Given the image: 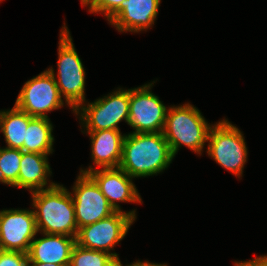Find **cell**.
Masks as SVG:
<instances>
[{
  "mask_svg": "<svg viewBox=\"0 0 267 266\" xmlns=\"http://www.w3.org/2000/svg\"><path fill=\"white\" fill-rule=\"evenodd\" d=\"M173 158L162 132L129 133L123 141L119 168L132 178L145 177L165 170Z\"/></svg>",
  "mask_w": 267,
  "mask_h": 266,
  "instance_id": "obj_1",
  "label": "cell"
},
{
  "mask_svg": "<svg viewBox=\"0 0 267 266\" xmlns=\"http://www.w3.org/2000/svg\"><path fill=\"white\" fill-rule=\"evenodd\" d=\"M32 198L38 232L77 237L73 199L65 187L51 182L47 188L32 192Z\"/></svg>",
  "mask_w": 267,
  "mask_h": 266,
  "instance_id": "obj_2",
  "label": "cell"
},
{
  "mask_svg": "<svg viewBox=\"0 0 267 266\" xmlns=\"http://www.w3.org/2000/svg\"><path fill=\"white\" fill-rule=\"evenodd\" d=\"M211 127L200 111L188 103L167 110L162 133L174 157L182 145L201 154Z\"/></svg>",
  "mask_w": 267,
  "mask_h": 266,
  "instance_id": "obj_3",
  "label": "cell"
},
{
  "mask_svg": "<svg viewBox=\"0 0 267 266\" xmlns=\"http://www.w3.org/2000/svg\"><path fill=\"white\" fill-rule=\"evenodd\" d=\"M58 48V87L60 96L75 112L85 102V70L68 28L62 27Z\"/></svg>",
  "mask_w": 267,
  "mask_h": 266,
  "instance_id": "obj_4",
  "label": "cell"
},
{
  "mask_svg": "<svg viewBox=\"0 0 267 266\" xmlns=\"http://www.w3.org/2000/svg\"><path fill=\"white\" fill-rule=\"evenodd\" d=\"M207 154L236 176H242L247 161V148L241 131L228 120L210 128Z\"/></svg>",
  "mask_w": 267,
  "mask_h": 266,
  "instance_id": "obj_5",
  "label": "cell"
},
{
  "mask_svg": "<svg viewBox=\"0 0 267 266\" xmlns=\"http://www.w3.org/2000/svg\"><path fill=\"white\" fill-rule=\"evenodd\" d=\"M136 219L135 211H116L111 216L78 230L76 244L91 249L112 254L120 263L118 254L110 253L115 244L119 243L127 234L131 224Z\"/></svg>",
  "mask_w": 267,
  "mask_h": 266,
  "instance_id": "obj_6",
  "label": "cell"
},
{
  "mask_svg": "<svg viewBox=\"0 0 267 266\" xmlns=\"http://www.w3.org/2000/svg\"><path fill=\"white\" fill-rule=\"evenodd\" d=\"M130 104V89H119L114 93L97 99L93 103L81 105L75 114L79 117L86 127V131L98 130H118V123L125 120L128 124ZM81 109V111H80ZM86 122V123H85Z\"/></svg>",
  "mask_w": 267,
  "mask_h": 266,
  "instance_id": "obj_7",
  "label": "cell"
},
{
  "mask_svg": "<svg viewBox=\"0 0 267 266\" xmlns=\"http://www.w3.org/2000/svg\"><path fill=\"white\" fill-rule=\"evenodd\" d=\"M15 105L31 117L48 118L46 112L61 108L64 103L56 85L53 68L28 80L21 89Z\"/></svg>",
  "mask_w": 267,
  "mask_h": 266,
  "instance_id": "obj_8",
  "label": "cell"
},
{
  "mask_svg": "<svg viewBox=\"0 0 267 266\" xmlns=\"http://www.w3.org/2000/svg\"><path fill=\"white\" fill-rule=\"evenodd\" d=\"M153 83L130 89L128 125L133 133L162 132L166 120L167 107L150 89Z\"/></svg>",
  "mask_w": 267,
  "mask_h": 266,
  "instance_id": "obj_9",
  "label": "cell"
},
{
  "mask_svg": "<svg viewBox=\"0 0 267 266\" xmlns=\"http://www.w3.org/2000/svg\"><path fill=\"white\" fill-rule=\"evenodd\" d=\"M73 193L72 199L78 230L116 212L88 174L80 173L73 186Z\"/></svg>",
  "mask_w": 267,
  "mask_h": 266,
  "instance_id": "obj_10",
  "label": "cell"
},
{
  "mask_svg": "<svg viewBox=\"0 0 267 266\" xmlns=\"http://www.w3.org/2000/svg\"><path fill=\"white\" fill-rule=\"evenodd\" d=\"M38 233L34 210L0 211V249L28 253Z\"/></svg>",
  "mask_w": 267,
  "mask_h": 266,
  "instance_id": "obj_11",
  "label": "cell"
},
{
  "mask_svg": "<svg viewBox=\"0 0 267 266\" xmlns=\"http://www.w3.org/2000/svg\"><path fill=\"white\" fill-rule=\"evenodd\" d=\"M80 172L88 174L96 182L115 211H122L117 201L141 203V196L132 182V177L121 168L97 170L89 166V169H81Z\"/></svg>",
  "mask_w": 267,
  "mask_h": 266,
  "instance_id": "obj_12",
  "label": "cell"
},
{
  "mask_svg": "<svg viewBox=\"0 0 267 266\" xmlns=\"http://www.w3.org/2000/svg\"><path fill=\"white\" fill-rule=\"evenodd\" d=\"M160 1L124 0L107 19L120 32H140L154 24Z\"/></svg>",
  "mask_w": 267,
  "mask_h": 266,
  "instance_id": "obj_13",
  "label": "cell"
},
{
  "mask_svg": "<svg viewBox=\"0 0 267 266\" xmlns=\"http://www.w3.org/2000/svg\"><path fill=\"white\" fill-rule=\"evenodd\" d=\"M44 238L34 239L28 255V262L69 265L76 238L66 235L44 234Z\"/></svg>",
  "mask_w": 267,
  "mask_h": 266,
  "instance_id": "obj_14",
  "label": "cell"
},
{
  "mask_svg": "<svg viewBox=\"0 0 267 266\" xmlns=\"http://www.w3.org/2000/svg\"><path fill=\"white\" fill-rule=\"evenodd\" d=\"M91 138L92 159L102 168H118L122 158L125 135L120 131L108 129L87 131Z\"/></svg>",
  "mask_w": 267,
  "mask_h": 266,
  "instance_id": "obj_15",
  "label": "cell"
},
{
  "mask_svg": "<svg viewBox=\"0 0 267 266\" xmlns=\"http://www.w3.org/2000/svg\"><path fill=\"white\" fill-rule=\"evenodd\" d=\"M48 154L30 153L22 151L18 187L35 192L43 190L47 184V177L51 175Z\"/></svg>",
  "mask_w": 267,
  "mask_h": 266,
  "instance_id": "obj_16",
  "label": "cell"
},
{
  "mask_svg": "<svg viewBox=\"0 0 267 266\" xmlns=\"http://www.w3.org/2000/svg\"><path fill=\"white\" fill-rule=\"evenodd\" d=\"M16 105L11 110L0 111V130L4 134L7 147L22 149L28 123L33 119Z\"/></svg>",
  "mask_w": 267,
  "mask_h": 266,
  "instance_id": "obj_17",
  "label": "cell"
},
{
  "mask_svg": "<svg viewBox=\"0 0 267 266\" xmlns=\"http://www.w3.org/2000/svg\"><path fill=\"white\" fill-rule=\"evenodd\" d=\"M53 126L49 118L34 117L27 126L25 141L21 151L50 154L53 151Z\"/></svg>",
  "mask_w": 267,
  "mask_h": 266,
  "instance_id": "obj_18",
  "label": "cell"
},
{
  "mask_svg": "<svg viewBox=\"0 0 267 266\" xmlns=\"http://www.w3.org/2000/svg\"><path fill=\"white\" fill-rule=\"evenodd\" d=\"M69 266H122V264L112 254L86 249L75 244Z\"/></svg>",
  "mask_w": 267,
  "mask_h": 266,
  "instance_id": "obj_19",
  "label": "cell"
},
{
  "mask_svg": "<svg viewBox=\"0 0 267 266\" xmlns=\"http://www.w3.org/2000/svg\"><path fill=\"white\" fill-rule=\"evenodd\" d=\"M21 157L20 149L0 148V182L18 187Z\"/></svg>",
  "mask_w": 267,
  "mask_h": 266,
  "instance_id": "obj_20",
  "label": "cell"
},
{
  "mask_svg": "<svg viewBox=\"0 0 267 266\" xmlns=\"http://www.w3.org/2000/svg\"><path fill=\"white\" fill-rule=\"evenodd\" d=\"M124 0H83L82 5H89L90 13L102 12L105 17H109Z\"/></svg>",
  "mask_w": 267,
  "mask_h": 266,
  "instance_id": "obj_21",
  "label": "cell"
},
{
  "mask_svg": "<svg viewBox=\"0 0 267 266\" xmlns=\"http://www.w3.org/2000/svg\"><path fill=\"white\" fill-rule=\"evenodd\" d=\"M27 262V253L0 249V266H27Z\"/></svg>",
  "mask_w": 267,
  "mask_h": 266,
  "instance_id": "obj_22",
  "label": "cell"
},
{
  "mask_svg": "<svg viewBox=\"0 0 267 266\" xmlns=\"http://www.w3.org/2000/svg\"><path fill=\"white\" fill-rule=\"evenodd\" d=\"M235 266H267V256H259L245 262H236Z\"/></svg>",
  "mask_w": 267,
  "mask_h": 266,
  "instance_id": "obj_23",
  "label": "cell"
},
{
  "mask_svg": "<svg viewBox=\"0 0 267 266\" xmlns=\"http://www.w3.org/2000/svg\"><path fill=\"white\" fill-rule=\"evenodd\" d=\"M127 266H167L165 264H155V263H149L147 262H140L139 260L137 262H134L131 265H127Z\"/></svg>",
  "mask_w": 267,
  "mask_h": 266,
  "instance_id": "obj_24",
  "label": "cell"
},
{
  "mask_svg": "<svg viewBox=\"0 0 267 266\" xmlns=\"http://www.w3.org/2000/svg\"><path fill=\"white\" fill-rule=\"evenodd\" d=\"M27 266H69V265L44 264L41 262H27Z\"/></svg>",
  "mask_w": 267,
  "mask_h": 266,
  "instance_id": "obj_25",
  "label": "cell"
}]
</instances>
